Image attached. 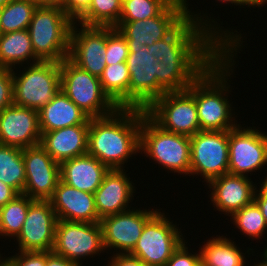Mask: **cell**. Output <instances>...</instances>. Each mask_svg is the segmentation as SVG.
Returning a JSON list of instances; mask_svg holds the SVG:
<instances>
[{
  "label": "cell",
  "mask_w": 267,
  "mask_h": 266,
  "mask_svg": "<svg viewBox=\"0 0 267 266\" xmlns=\"http://www.w3.org/2000/svg\"><path fill=\"white\" fill-rule=\"evenodd\" d=\"M189 5L188 0H174L156 17H150L146 20L118 22L115 28L125 37L128 47L151 46L153 43L169 36L188 17L207 30L235 57L238 56L237 54L240 51L242 52L241 49L245 46L243 45L245 42L243 40L245 39L242 38L243 34L240 31L238 32V30L228 27L225 29L223 27L224 23L221 21L218 23L217 20L219 21L220 19H214V17L210 16L209 11L202 12L200 10L198 11L200 13H198L193 11L192 8L190 10L188 8Z\"/></svg>",
  "instance_id": "cell-1"
},
{
  "label": "cell",
  "mask_w": 267,
  "mask_h": 266,
  "mask_svg": "<svg viewBox=\"0 0 267 266\" xmlns=\"http://www.w3.org/2000/svg\"><path fill=\"white\" fill-rule=\"evenodd\" d=\"M145 114L143 109L117 108L110 115L90 118L87 153L109 169H125L129 159L140 153V127Z\"/></svg>",
  "instance_id": "cell-2"
},
{
  "label": "cell",
  "mask_w": 267,
  "mask_h": 266,
  "mask_svg": "<svg viewBox=\"0 0 267 266\" xmlns=\"http://www.w3.org/2000/svg\"><path fill=\"white\" fill-rule=\"evenodd\" d=\"M235 64L236 57L226 49L188 87L195 97L201 131H228L239 124L236 109L228 98L232 95L231 77H236Z\"/></svg>",
  "instance_id": "cell-3"
},
{
  "label": "cell",
  "mask_w": 267,
  "mask_h": 266,
  "mask_svg": "<svg viewBox=\"0 0 267 266\" xmlns=\"http://www.w3.org/2000/svg\"><path fill=\"white\" fill-rule=\"evenodd\" d=\"M139 154L149 157L167 173L189 176L190 136L163 130L147 114L141 122Z\"/></svg>",
  "instance_id": "cell-4"
},
{
  "label": "cell",
  "mask_w": 267,
  "mask_h": 266,
  "mask_svg": "<svg viewBox=\"0 0 267 266\" xmlns=\"http://www.w3.org/2000/svg\"><path fill=\"white\" fill-rule=\"evenodd\" d=\"M73 22L60 7L37 6L28 31L34 54L40 61L61 62L68 58Z\"/></svg>",
  "instance_id": "cell-5"
},
{
  "label": "cell",
  "mask_w": 267,
  "mask_h": 266,
  "mask_svg": "<svg viewBox=\"0 0 267 266\" xmlns=\"http://www.w3.org/2000/svg\"><path fill=\"white\" fill-rule=\"evenodd\" d=\"M225 50L207 30L188 17L169 36L148 46V53L158 61L217 59Z\"/></svg>",
  "instance_id": "cell-6"
},
{
  "label": "cell",
  "mask_w": 267,
  "mask_h": 266,
  "mask_svg": "<svg viewBox=\"0 0 267 266\" xmlns=\"http://www.w3.org/2000/svg\"><path fill=\"white\" fill-rule=\"evenodd\" d=\"M12 75L13 104L17 106L38 111L60 90V62L40 61L30 66L22 65L14 68Z\"/></svg>",
  "instance_id": "cell-7"
},
{
  "label": "cell",
  "mask_w": 267,
  "mask_h": 266,
  "mask_svg": "<svg viewBox=\"0 0 267 266\" xmlns=\"http://www.w3.org/2000/svg\"><path fill=\"white\" fill-rule=\"evenodd\" d=\"M60 89L90 118L110 115L118 108L102 90L100 79L69 58L60 62Z\"/></svg>",
  "instance_id": "cell-8"
},
{
  "label": "cell",
  "mask_w": 267,
  "mask_h": 266,
  "mask_svg": "<svg viewBox=\"0 0 267 266\" xmlns=\"http://www.w3.org/2000/svg\"><path fill=\"white\" fill-rule=\"evenodd\" d=\"M159 209L145 224L141 236L130 253L146 266H165L173 252L185 240L184 231ZM178 226V227H177ZM180 228V229H179ZM183 232V233H182Z\"/></svg>",
  "instance_id": "cell-9"
},
{
  "label": "cell",
  "mask_w": 267,
  "mask_h": 266,
  "mask_svg": "<svg viewBox=\"0 0 267 266\" xmlns=\"http://www.w3.org/2000/svg\"><path fill=\"white\" fill-rule=\"evenodd\" d=\"M240 123L228 130V174L248 177L267 166V132Z\"/></svg>",
  "instance_id": "cell-10"
},
{
  "label": "cell",
  "mask_w": 267,
  "mask_h": 266,
  "mask_svg": "<svg viewBox=\"0 0 267 266\" xmlns=\"http://www.w3.org/2000/svg\"><path fill=\"white\" fill-rule=\"evenodd\" d=\"M228 131H199L190 136V173L210 180L228 174Z\"/></svg>",
  "instance_id": "cell-11"
},
{
  "label": "cell",
  "mask_w": 267,
  "mask_h": 266,
  "mask_svg": "<svg viewBox=\"0 0 267 266\" xmlns=\"http://www.w3.org/2000/svg\"><path fill=\"white\" fill-rule=\"evenodd\" d=\"M145 111L165 131L186 136L201 131L195 97L188 89L165 93Z\"/></svg>",
  "instance_id": "cell-12"
},
{
  "label": "cell",
  "mask_w": 267,
  "mask_h": 266,
  "mask_svg": "<svg viewBox=\"0 0 267 266\" xmlns=\"http://www.w3.org/2000/svg\"><path fill=\"white\" fill-rule=\"evenodd\" d=\"M52 251L79 266H84L82 261L85 259L90 260V256L93 259L95 255L105 253L100 222L58 220Z\"/></svg>",
  "instance_id": "cell-13"
},
{
  "label": "cell",
  "mask_w": 267,
  "mask_h": 266,
  "mask_svg": "<svg viewBox=\"0 0 267 266\" xmlns=\"http://www.w3.org/2000/svg\"><path fill=\"white\" fill-rule=\"evenodd\" d=\"M137 208L136 206L128 211L100 219L105 252L130 254L135 248L146 222L159 210L155 209V206L148 210L147 208L142 209V207Z\"/></svg>",
  "instance_id": "cell-14"
},
{
  "label": "cell",
  "mask_w": 267,
  "mask_h": 266,
  "mask_svg": "<svg viewBox=\"0 0 267 266\" xmlns=\"http://www.w3.org/2000/svg\"><path fill=\"white\" fill-rule=\"evenodd\" d=\"M128 49L129 108L146 110L157 99L158 60L148 53L147 45Z\"/></svg>",
  "instance_id": "cell-15"
},
{
  "label": "cell",
  "mask_w": 267,
  "mask_h": 266,
  "mask_svg": "<svg viewBox=\"0 0 267 266\" xmlns=\"http://www.w3.org/2000/svg\"><path fill=\"white\" fill-rule=\"evenodd\" d=\"M105 57L106 27L85 26L73 22L68 58L81 69L99 78L107 66Z\"/></svg>",
  "instance_id": "cell-16"
},
{
  "label": "cell",
  "mask_w": 267,
  "mask_h": 266,
  "mask_svg": "<svg viewBox=\"0 0 267 266\" xmlns=\"http://www.w3.org/2000/svg\"><path fill=\"white\" fill-rule=\"evenodd\" d=\"M26 181L23 194L34 200H50L61 180L60 164L39 144L22 149Z\"/></svg>",
  "instance_id": "cell-17"
},
{
  "label": "cell",
  "mask_w": 267,
  "mask_h": 266,
  "mask_svg": "<svg viewBox=\"0 0 267 266\" xmlns=\"http://www.w3.org/2000/svg\"><path fill=\"white\" fill-rule=\"evenodd\" d=\"M57 216L50 200H34L16 239L17 251H52Z\"/></svg>",
  "instance_id": "cell-18"
},
{
  "label": "cell",
  "mask_w": 267,
  "mask_h": 266,
  "mask_svg": "<svg viewBox=\"0 0 267 266\" xmlns=\"http://www.w3.org/2000/svg\"><path fill=\"white\" fill-rule=\"evenodd\" d=\"M38 111L12 104L0 112V144L20 149L39 145Z\"/></svg>",
  "instance_id": "cell-19"
},
{
  "label": "cell",
  "mask_w": 267,
  "mask_h": 266,
  "mask_svg": "<svg viewBox=\"0 0 267 266\" xmlns=\"http://www.w3.org/2000/svg\"><path fill=\"white\" fill-rule=\"evenodd\" d=\"M251 176L225 174L210 180L207 186L213 210L230 217L234 212L254 201L256 182Z\"/></svg>",
  "instance_id": "cell-20"
},
{
  "label": "cell",
  "mask_w": 267,
  "mask_h": 266,
  "mask_svg": "<svg viewBox=\"0 0 267 266\" xmlns=\"http://www.w3.org/2000/svg\"><path fill=\"white\" fill-rule=\"evenodd\" d=\"M126 172L125 169H110L95 191V207L100 218L134 208L136 187Z\"/></svg>",
  "instance_id": "cell-21"
},
{
  "label": "cell",
  "mask_w": 267,
  "mask_h": 266,
  "mask_svg": "<svg viewBox=\"0 0 267 266\" xmlns=\"http://www.w3.org/2000/svg\"><path fill=\"white\" fill-rule=\"evenodd\" d=\"M215 60L168 59L158 61L157 99L168 92L187 90Z\"/></svg>",
  "instance_id": "cell-22"
},
{
  "label": "cell",
  "mask_w": 267,
  "mask_h": 266,
  "mask_svg": "<svg viewBox=\"0 0 267 266\" xmlns=\"http://www.w3.org/2000/svg\"><path fill=\"white\" fill-rule=\"evenodd\" d=\"M50 202L58 220L100 222L101 218L96 211L94 194L78 190L61 180Z\"/></svg>",
  "instance_id": "cell-23"
},
{
  "label": "cell",
  "mask_w": 267,
  "mask_h": 266,
  "mask_svg": "<svg viewBox=\"0 0 267 266\" xmlns=\"http://www.w3.org/2000/svg\"><path fill=\"white\" fill-rule=\"evenodd\" d=\"M89 125H74L41 134L40 145L59 164L87 154Z\"/></svg>",
  "instance_id": "cell-24"
},
{
  "label": "cell",
  "mask_w": 267,
  "mask_h": 266,
  "mask_svg": "<svg viewBox=\"0 0 267 266\" xmlns=\"http://www.w3.org/2000/svg\"><path fill=\"white\" fill-rule=\"evenodd\" d=\"M110 169L90 154L66 160L60 164V178L78 190L95 193Z\"/></svg>",
  "instance_id": "cell-25"
},
{
  "label": "cell",
  "mask_w": 267,
  "mask_h": 266,
  "mask_svg": "<svg viewBox=\"0 0 267 266\" xmlns=\"http://www.w3.org/2000/svg\"><path fill=\"white\" fill-rule=\"evenodd\" d=\"M41 134L74 125H90V117L60 89L54 98L38 110Z\"/></svg>",
  "instance_id": "cell-26"
},
{
  "label": "cell",
  "mask_w": 267,
  "mask_h": 266,
  "mask_svg": "<svg viewBox=\"0 0 267 266\" xmlns=\"http://www.w3.org/2000/svg\"><path fill=\"white\" fill-rule=\"evenodd\" d=\"M229 235H216V237L208 238L203 243L204 245L199 246L201 265L202 266H249L247 263L248 258L251 257L250 254H254L255 251L252 248H248L244 251L241 250L238 245H236L232 238L226 237ZM252 251V252H251ZM245 252V253H243ZM251 252V253H250ZM250 255V256H249ZM246 256V257H245Z\"/></svg>",
  "instance_id": "cell-27"
},
{
  "label": "cell",
  "mask_w": 267,
  "mask_h": 266,
  "mask_svg": "<svg viewBox=\"0 0 267 266\" xmlns=\"http://www.w3.org/2000/svg\"><path fill=\"white\" fill-rule=\"evenodd\" d=\"M38 62L28 29L0 34V67L13 70Z\"/></svg>",
  "instance_id": "cell-28"
},
{
  "label": "cell",
  "mask_w": 267,
  "mask_h": 266,
  "mask_svg": "<svg viewBox=\"0 0 267 266\" xmlns=\"http://www.w3.org/2000/svg\"><path fill=\"white\" fill-rule=\"evenodd\" d=\"M99 79L102 90L118 108H129L130 74L126 62L107 65Z\"/></svg>",
  "instance_id": "cell-29"
},
{
  "label": "cell",
  "mask_w": 267,
  "mask_h": 266,
  "mask_svg": "<svg viewBox=\"0 0 267 266\" xmlns=\"http://www.w3.org/2000/svg\"><path fill=\"white\" fill-rule=\"evenodd\" d=\"M33 201L27 195L19 194L0 208V239L2 236V239H9L10 242L18 236Z\"/></svg>",
  "instance_id": "cell-30"
},
{
  "label": "cell",
  "mask_w": 267,
  "mask_h": 266,
  "mask_svg": "<svg viewBox=\"0 0 267 266\" xmlns=\"http://www.w3.org/2000/svg\"><path fill=\"white\" fill-rule=\"evenodd\" d=\"M0 181L23 194L26 174L22 149L0 144Z\"/></svg>",
  "instance_id": "cell-31"
},
{
  "label": "cell",
  "mask_w": 267,
  "mask_h": 266,
  "mask_svg": "<svg viewBox=\"0 0 267 266\" xmlns=\"http://www.w3.org/2000/svg\"><path fill=\"white\" fill-rule=\"evenodd\" d=\"M122 0H92L90 7L75 21L85 26L116 27Z\"/></svg>",
  "instance_id": "cell-32"
},
{
  "label": "cell",
  "mask_w": 267,
  "mask_h": 266,
  "mask_svg": "<svg viewBox=\"0 0 267 266\" xmlns=\"http://www.w3.org/2000/svg\"><path fill=\"white\" fill-rule=\"evenodd\" d=\"M37 5L32 0H11L1 8L0 34L28 29Z\"/></svg>",
  "instance_id": "cell-33"
},
{
  "label": "cell",
  "mask_w": 267,
  "mask_h": 266,
  "mask_svg": "<svg viewBox=\"0 0 267 266\" xmlns=\"http://www.w3.org/2000/svg\"><path fill=\"white\" fill-rule=\"evenodd\" d=\"M234 229H238L244 237L251 241L264 238L267 232V223L255 201L234 212L231 217Z\"/></svg>",
  "instance_id": "cell-34"
},
{
  "label": "cell",
  "mask_w": 267,
  "mask_h": 266,
  "mask_svg": "<svg viewBox=\"0 0 267 266\" xmlns=\"http://www.w3.org/2000/svg\"><path fill=\"white\" fill-rule=\"evenodd\" d=\"M174 0H122L119 22L146 20L160 15Z\"/></svg>",
  "instance_id": "cell-35"
},
{
  "label": "cell",
  "mask_w": 267,
  "mask_h": 266,
  "mask_svg": "<svg viewBox=\"0 0 267 266\" xmlns=\"http://www.w3.org/2000/svg\"><path fill=\"white\" fill-rule=\"evenodd\" d=\"M129 49L125 37L115 27H106V65L126 62Z\"/></svg>",
  "instance_id": "cell-36"
},
{
  "label": "cell",
  "mask_w": 267,
  "mask_h": 266,
  "mask_svg": "<svg viewBox=\"0 0 267 266\" xmlns=\"http://www.w3.org/2000/svg\"><path fill=\"white\" fill-rule=\"evenodd\" d=\"M187 243V240L181 243L165 266H202L200 251H191L192 249H188L189 244Z\"/></svg>",
  "instance_id": "cell-37"
},
{
  "label": "cell",
  "mask_w": 267,
  "mask_h": 266,
  "mask_svg": "<svg viewBox=\"0 0 267 266\" xmlns=\"http://www.w3.org/2000/svg\"><path fill=\"white\" fill-rule=\"evenodd\" d=\"M13 104L12 70L0 67V112Z\"/></svg>",
  "instance_id": "cell-38"
},
{
  "label": "cell",
  "mask_w": 267,
  "mask_h": 266,
  "mask_svg": "<svg viewBox=\"0 0 267 266\" xmlns=\"http://www.w3.org/2000/svg\"><path fill=\"white\" fill-rule=\"evenodd\" d=\"M10 256L14 266H46V251H18Z\"/></svg>",
  "instance_id": "cell-39"
},
{
  "label": "cell",
  "mask_w": 267,
  "mask_h": 266,
  "mask_svg": "<svg viewBox=\"0 0 267 266\" xmlns=\"http://www.w3.org/2000/svg\"><path fill=\"white\" fill-rule=\"evenodd\" d=\"M92 0H64L61 9L75 22L89 7Z\"/></svg>",
  "instance_id": "cell-40"
},
{
  "label": "cell",
  "mask_w": 267,
  "mask_h": 266,
  "mask_svg": "<svg viewBox=\"0 0 267 266\" xmlns=\"http://www.w3.org/2000/svg\"><path fill=\"white\" fill-rule=\"evenodd\" d=\"M106 266H146L139 258L130 254H111Z\"/></svg>",
  "instance_id": "cell-41"
},
{
  "label": "cell",
  "mask_w": 267,
  "mask_h": 266,
  "mask_svg": "<svg viewBox=\"0 0 267 266\" xmlns=\"http://www.w3.org/2000/svg\"><path fill=\"white\" fill-rule=\"evenodd\" d=\"M46 266H79L77 263L66 259L65 257L46 251Z\"/></svg>",
  "instance_id": "cell-42"
},
{
  "label": "cell",
  "mask_w": 267,
  "mask_h": 266,
  "mask_svg": "<svg viewBox=\"0 0 267 266\" xmlns=\"http://www.w3.org/2000/svg\"><path fill=\"white\" fill-rule=\"evenodd\" d=\"M17 195L19 193L14 188L0 181V208L13 200Z\"/></svg>",
  "instance_id": "cell-43"
},
{
  "label": "cell",
  "mask_w": 267,
  "mask_h": 266,
  "mask_svg": "<svg viewBox=\"0 0 267 266\" xmlns=\"http://www.w3.org/2000/svg\"><path fill=\"white\" fill-rule=\"evenodd\" d=\"M218 3H220V6L223 5L224 3H226V6L230 4V6L232 7L233 5L235 6H239L240 8L244 7H249L251 9L257 7L251 0H215ZM232 4V5H231Z\"/></svg>",
  "instance_id": "cell-44"
},
{
  "label": "cell",
  "mask_w": 267,
  "mask_h": 266,
  "mask_svg": "<svg viewBox=\"0 0 267 266\" xmlns=\"http://www.w3.org/2000/svg\"><path fill=\"white\" fill-rule=\"evenodd\" d=\"M267 170L265 169V173ZM262 182V183H261ZM260 183H256V193L254 199H267V174Z\"/></svg>",
  "instance_id": "cell-45"
},
{
  "label": "cell",
  "mask_w": 267,
  "mask_h": 266,
  "mask_svg": "<svg viewBox=\"0 0 267 266\" xmlns=\"http://www.w3.org/2000/svg\"><path fill=\"white\" fill-rule=\"evenodd\" d=\"M37 6L62 7L64 0H32Z\"/></svg>",
  "instance_id": "cell-46"
},
{
  "label": "cell",
  "mask_w": 267,
  "mask_h": 266,
  "mask_svg": "<svg viewBox=\"0 0 267 266\" xmlns=\"http://www.w3.org/2000/svg\"><path fill=\"white\" fill-rule=\"evenodd\" d=\"M259 206L262 215L264 216L265 222L267 223V199H254Z\"/></svg>",
  "instance_id": "cell-47"
},
{
  "label": "cell",
  "mask_w": 267,
  "mask_h": 266,
  "mask_svg": "<svg viewBox=\"0 0 267 266\" xmlns=\"http://www.w3.org/2000/svg\"><path fill=\"white\" fill-rule=\"evenodd\" d=\"M264 251L261 252V261L260 260H257L256 262H254L253 266H267V249L264 248L263 249ZM258 262V263H257Z\"/></svg>",
  "instance_id": "cell-48"
},
{
  "label": "cell",
  "mask_w": 267,
  "mask_h": 266,
  "mask_svg": "<svg viewBox=\"0 0 267 266\" xmlns=\"http://www.w3.org/2000/svg\"><path fill=\"white\" fill-rule=\"evenodd\" d=\"M5 256V257H4ZM0 257V266H14L11 260L6 255Z\"/></svg>",
  "instance_id": "cell-49"
},
{
  "label": "cell",
  "mask_w": 267,
  "mask_h": 266,
  "mask_svg": "<svg viewBox=\"0 0 267 266\" xmlns=\"http://www.w3.org/2000/svg\"><path fill=\"white\" fill-rule=\"evenodd\" d=\"M259 9L263 8V6L267 7V0H251ZM262 6V7H261Z\"/></svg>",
  "instance_id": "cell-50"
},
{
  "label": "cell",
  "mask_w": 267,
  "mask_h": 266,
  "mask_svg": "<svg viewBox=\"0 0 267 266\" xmlns=\"http://www.w3.org/2000/svg\"><path fill=\"white\" fill-rule=\"evenodd\" d=\"M11 0H0V7L5 6Z\"/></svg>",
  "instance_id": "cell-51"
}]
</instances>
